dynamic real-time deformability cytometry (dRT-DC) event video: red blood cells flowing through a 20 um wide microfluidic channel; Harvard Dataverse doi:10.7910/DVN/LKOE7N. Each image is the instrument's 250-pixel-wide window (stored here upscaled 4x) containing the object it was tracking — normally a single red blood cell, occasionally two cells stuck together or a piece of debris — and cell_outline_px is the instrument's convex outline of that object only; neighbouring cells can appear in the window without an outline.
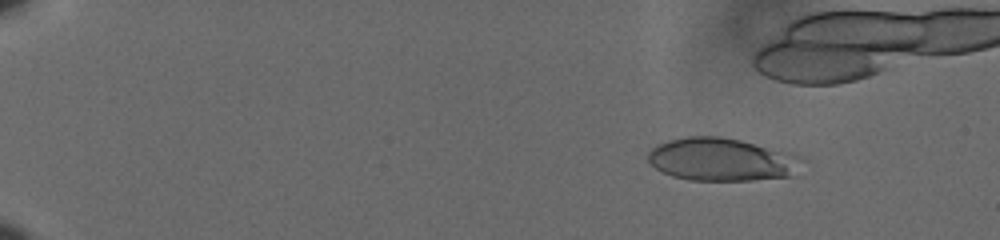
{"species": "human", "species_latin": "Homo sapiens", "temperature_condition": "cold", "stored_images_in_passage": 47, "camera_frame_rate_fps": 3000, "um_per_image_px": 0.085, "donor": {"sex": "male"}, "frame": {"image": 1, "passage_image": 2, "time_ms": 0.333, "image_size_px": [1000, 240], "cell_outline_px": [[808, 160], [788, 176], [752, 180], [688, 180], [672, 176], [656, 168], [648, 160], [648, 152], [656, 144], [668, 140], [688, 136], [720, 136], [740, 140], [792, 152], [804, 156]], "centroid_in_image_um": [61.38, 13.54], "position_along_channel_um": 23.6, "area_um2": 38.78}}
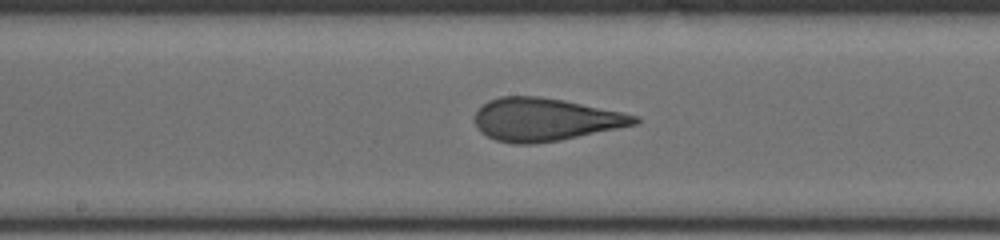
{"frame": {"image": 2, "passage_image": 28, "time_ms": 9.0, "image_size_px": [1000, 240], "cell_outline_px": [[640, 120], [636, 124], [560, 140], [532, 144], [512, 144], [496, 140], [480, 132], [472, 120], [476, 112], [488, 100], [500, 96], [540, 96], [564, 100], [640, 116]], "centroid_in_image_um": [46.29, 10.16], "position_along_channel_um": 201.9, "area_um2": 39.88}}
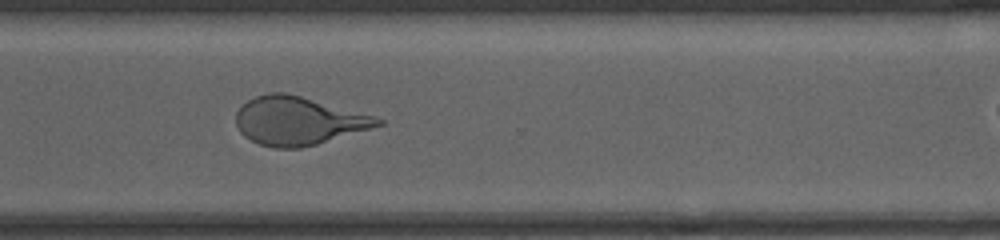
{"frame": {"image": 3, "passage_image": 40, "time_ms": 13.0, "image_size_px": [1000, 240], "cell_outline_px": [[384, 124], [316, 144], [300, 148], [276, 148], [260, 144], [244, 136], [240, 132], [236, 124], [236, 112], [248, 100], [256, 96], [268, 92], [284, 92], [300, 96], [372, 116], [384, 120]], "centroid_in_image_um": [25.29, 10.27], "position_along_channel_um": 345.3, "area_um2": 39.13}}